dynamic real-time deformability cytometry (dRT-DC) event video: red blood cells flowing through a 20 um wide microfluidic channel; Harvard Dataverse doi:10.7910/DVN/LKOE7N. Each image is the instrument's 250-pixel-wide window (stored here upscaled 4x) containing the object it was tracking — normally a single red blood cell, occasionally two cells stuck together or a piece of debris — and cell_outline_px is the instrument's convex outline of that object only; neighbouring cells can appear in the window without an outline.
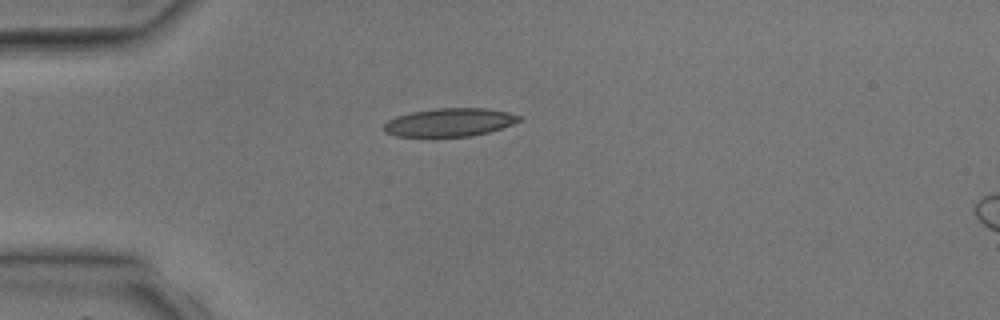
{"species": "common noctule bat (a hibernating species)", "species_latin": "Nyctalus noctula", "temperature_condition": "room temperature", "stored_images_in_passage": 2, "camera_frame_rate_fps": 3000, "um_per_image_px": 0.085, "animal": {"sex": "male", "body_mass_g": 17.9, "forearm_length_mm": 54.2}, "frame": {"image": 1, "passage_image": 1, "time_ms": 0.0, "image_size_px": [1000, 320], "cell_outline_px": [[524, 116], [520, 120], [512, 124], [488, 132], [472, 136], [396, 136], [384, 132], [384, 124], [388, 120], [396, 116], [412, 112], [436, 108], [484, 108], [508, 112]], "centroid_in_image_um": [38.22, 10.39], "position_along_channel_um": 46.8, "area_um2": 22.14}}